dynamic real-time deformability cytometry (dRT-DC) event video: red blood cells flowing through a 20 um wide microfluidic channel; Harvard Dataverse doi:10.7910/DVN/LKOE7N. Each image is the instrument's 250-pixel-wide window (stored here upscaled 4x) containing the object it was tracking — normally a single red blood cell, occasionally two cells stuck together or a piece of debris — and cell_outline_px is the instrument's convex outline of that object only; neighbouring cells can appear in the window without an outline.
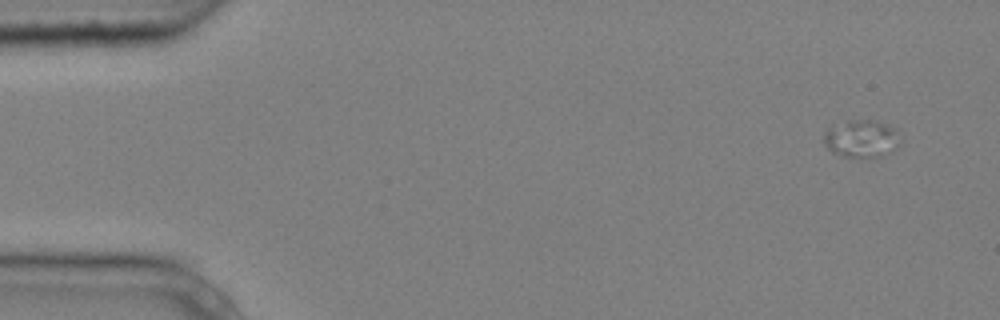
{"species": "common noctule bat (a hibernating species)", "species_latin": "Nyctalus noctula", "temperature_condition": "cold", "stored_images_in_passage": 5, "camera_frame_rate_fps": 3000, "um_per_image_px": 0.085, "animal": {"sex": "male", "body_mass_g": 20.4}, "frame": {"image": 1, "passage_image": 1, "time_ms": 0.0, "image_size_px": [1000, 320], "cell_outline_px": [[900, 144], [896, 148], [884, 156], [844, 156], [832, 152], [824, 144], [824, 132], [832, 124], [848, 120], [868, 120], [884, 124], [892, 128], [900, 140]], "centroid_in_image_um": [73.17, 11.78], "position_along_channel_um": 11.8, "area_um2": 16.42}}
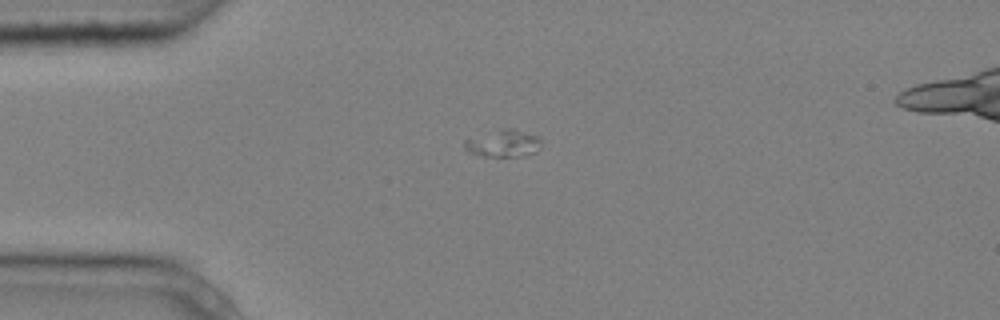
{"frame": {"image": 2, "passage_image": 4, "time_ms": 1.0, "image_size_px": [1000, 320], "cell_outline_px": [[540, 148], [536, 152], [524, 156], [484, 156], [468, 152], [464, 148], [464, 140], [504, 128], [512, 128], [540, 136]], "centroid_in_image_um": [42.82, 12.19], "position_along_channel_um": 42.2, "area_um2": 12.08}}